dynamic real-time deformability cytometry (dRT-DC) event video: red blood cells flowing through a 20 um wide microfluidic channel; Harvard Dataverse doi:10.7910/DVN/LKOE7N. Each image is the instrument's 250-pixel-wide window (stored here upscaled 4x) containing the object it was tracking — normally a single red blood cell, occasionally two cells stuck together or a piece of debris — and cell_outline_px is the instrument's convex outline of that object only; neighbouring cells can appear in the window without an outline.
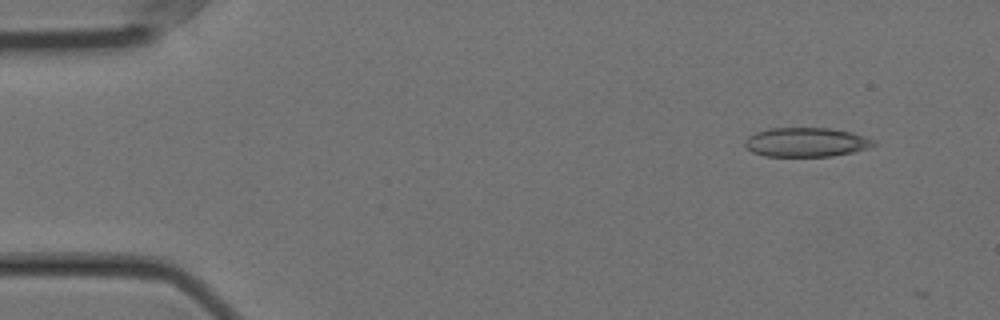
{"species": "Egyptian fruit bat (a non-hibernating species)", "species_latin": "Rousettus aegyptiacus", "temperature_condition": "cold", "stored_images_in_passage": 4, "camera_frame_rate_fps": 3000, "um_per_image_px": 0.085, "animal": {"sex": "female"}, "frame": {"image": 1, "passage_image": 2, "time_ms": 0.333, "image_size_px": [1000, 320], "cell_outline_px": [[876, 144], [868, 148], [852, 152], [832, 156], [764, 156], [752, 152], [744, 144], [744, 140], [748, 136], [756, 132], [768, 128], [828, 128], [852, 132], [876, 140]], "centroid_in_image_um": [68.52, 12.08], "position_along_channel_um": 16.5, "area_um2": 21.96}}